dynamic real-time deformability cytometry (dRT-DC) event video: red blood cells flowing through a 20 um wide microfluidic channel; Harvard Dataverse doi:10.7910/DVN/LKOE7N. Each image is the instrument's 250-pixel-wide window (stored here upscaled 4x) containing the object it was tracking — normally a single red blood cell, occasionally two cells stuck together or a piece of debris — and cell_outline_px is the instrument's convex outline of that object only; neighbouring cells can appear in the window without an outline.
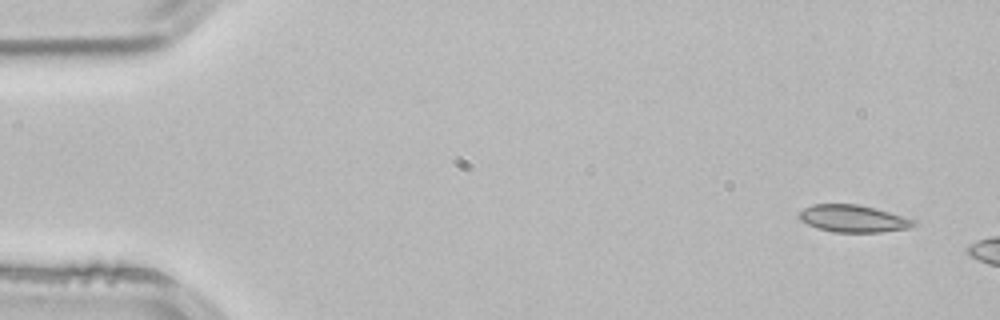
{"species": "common noctule bat (a hibernating species)", "species_latin": "Nyctalus noctula", "temperature_condition": "room temperature", "stored_images_in_passage": 2, "camera_frame_rate_fps": 3000, "um_per_image_px": 0.085, "animal": {"sex": "male", "body_mass_g": 21.5, "forearm_length_mm": 52.0}, "frame": {"image": 1, "passage_image": 1, "time_ms": 0.0, "image_size_px": [1000, 320], "cell_outline_px": [[920, 224], [908, 228], [880, 232], [832, 232], [816, 228], [800, 220], [800, 212], [804, 208], [812, 204], [856, 204], [876, 208], [920, 220]], "centroid_in_image_um": [72.61, 18.58], "position_along_channel_um": 12.4, "area_um2": 18.44}}